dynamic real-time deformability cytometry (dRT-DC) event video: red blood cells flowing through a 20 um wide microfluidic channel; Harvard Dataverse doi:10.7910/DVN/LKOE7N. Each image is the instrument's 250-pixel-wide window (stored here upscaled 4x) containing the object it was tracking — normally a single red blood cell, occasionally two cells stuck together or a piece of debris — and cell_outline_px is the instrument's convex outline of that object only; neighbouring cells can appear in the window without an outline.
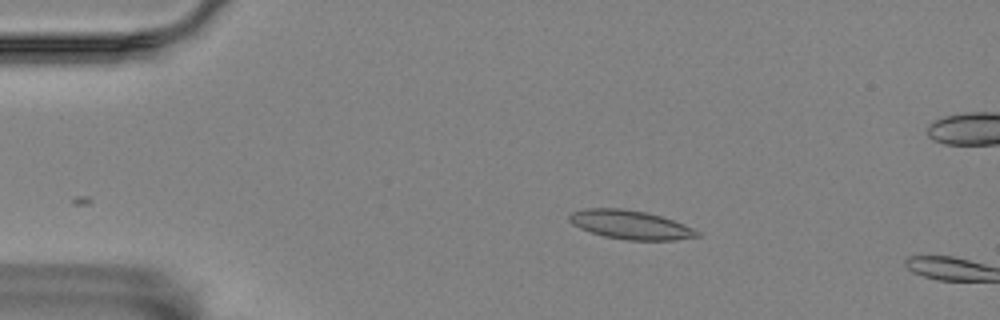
{"species": "Egyptian fruit bat (a non-hibernating species)", "species_latin": "Rousettus aegyptiacus", "temperature_condition": "room temperature", "stored_images_in_passage": 8, "camera_frame_rate_fps": 3000, "um_per_image_px": 0.085, "animal": {"sex": "female"}, "frame": {"image": 1, "passage_image": 1, "time_ms": 0.0, "image_size_px": [1000, 320], "cell_outline_px": [[700, 236], [676, 240], [628, 240], [604, 236], [580, 228], [572, 224], [568, 220], [568, 216], [572, 212], [584, 208], [624, 208], [644, 212], [660, 216], [684, 224], [700, 232]], "centroid_in_image_um": [53.57, 19.1], "position_along_channel_um": 31.4, "area_um2": 21.39}}